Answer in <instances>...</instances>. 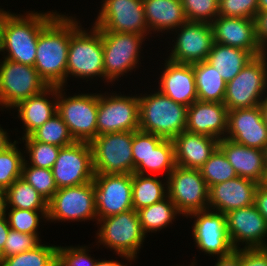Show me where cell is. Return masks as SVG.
I'll list each match as a JSON object with an SVG mask.
<instances>
[{
  "label": "cell",
  "instance_id": "obj_39",
  "mask_svg": "<svg viewBox=\"0 0 267 266\" xmlns=\"http://www.w3.org/2000/svg\"><path fill=\"white\" fill-rule=\"evenodd\" d=\"M25 159L22 167V178L36 189L47 201H49L58 187L55 183L52 170L47 168H38L27 164Z\"/></svg>",
  "mask_w": 267,
  "mask_h": 266
},
{
  "label": "cell",
  "instance_id": "obj_15",
  "mask_svg": "<svg viewBox=\"0 0 267 266\" xmlns=\"http://www.w3.org/2000/svg\"><path fill=\"white\" fill-rule=\"evenodd\" d=\"M93 195L98 220L133 209L132 174L95 173Z\"/></svg>",
  "mask_w": 267,
  "mask_h": 266
},
{
  "label": "cell",
  "instance_id": "obj_28",
  "mask_svg": "<svg viewBox=\"0 0 267 266\" xmlns=\"http://www.w3.org/2000/svg\"><path fill=\"white\" fill-rule=\"evenodd\" d=\"M150 31L169 32L187 22L181 0H142ZM173 29V30H172Z\"/></svg>",
  "mask_w": 267,
  "mask_h": 266
},
{
  "label": "cell",
  "instance_id": "obj_22",
  "mask_svg": "<svg viewBox=\"0 0 267 266\" xmlns=\"http://www.w3.org/2000/svg\"><path fill=\"white\" fill-rule=\"evenodd\" d=\"M259 186L253 180L235 177L209 188L208 209L227 214L231 210L252 206Z\"/></svg>",
  "mask_w": 267,
  "mask_h": 266
},
{
  "label": "cell",
  "instance_id": "obj_51",
  "mask_svg": "<svg viewBox=\"0 0 267 266\" xmlns=\"http://www.w3.org/2000/svg\"><path fill=\"white\" fill-rule=\"evenodd\" d=\"M10 229L6 216L0 217V252L4 249Z\"/></svg>",
  "mask_w": 267,
  "mask_h": 266
},
{
  "label": "cell",
  "instance_id": "obj_23",
  "mask_svg": "<svg viewBox=\"0 0 267 266\" xmlns=\"http://www.w3.org/2000/svg\"><path fill=\"white\" fill-rule=\"evenodd\" d=\"M228 109L223 103L197 100L187 107L186 129L189 132L224 139Z\"/></svg>",
  "mask_w": 267,
  "mask_h": 266
},
{
  "label": "cell",
  "instance_id": "obj_14",
  "mask_svg": "<svg viewBox=\"0 0 267 266\" xmlns=\"http://www.w3.org/2000/svg\"><path fill=\"white\" fill-rule=\"evenodd\" d=\"M51 170L58 189L93 181L95 173L90 142L75 141L61 147Z\"/></svg>",
  "mask_w": 267,
  "mask_h": 266
},
{
  "label": "cell",
  "instance_id": "obj_48",
  "mask_svg": "<svg viewBox=\"0 0 267 266\" xmlns=\"http://www.w3.org/2000/svg\"><path fill=\"white\" fill-rule=\"evenodd\" d=\"M256 38L261 49L267 51V11H258L254 18Z\"/></svg>",
  "mask_w": 267,
  "mask_h": 266
},
{
  "label": "cell",
  "instance_id": "obj_4",
  "mask_svg": "<svg viewBox=\"0 0 267 266\" xmlns=\"http://www.w3.org/2000/svg\"><path fill=\"white\" fill-rule=\"evenodd\" d=\"M144 95H138L139 130L172 140L185 131L187 124L185 105L173 101L159 90Z\"/></svg>",
  "mask_w": 267,
  "mask_h": 266
},
{
  "label": "cell",
  "instance_id": "obj_58",
  "mask_svg": "<svg viewBox=\"0 0 267 266\" xmlns=\"http://www.w3.org/2000/svg\"><path fill=\"white\" fill-rule=\"evenodd\" d=\"M264 152H265V164H266V167H267V145L264 149Z\"/></svg>",
  "mask_w": 267,
  "mask_h": 266
},
{
  "label": "cell",
  "instance_id": "obj_16",
  "mask_svg": "<svg viewBox=\"0 0 267 266\" xmlns=\"http://www.w3.org/2000/svg\"><path fill=\"white\" fill-rule=\"evenodd\" d=\"M101 3L93 24L101 31L149 34L142 0H103Z\"/></svg>",
  "mask_w": 267,
  "mask_h": 266
},
{
  "label": "cell",
  "instance_id": "obj_19",
  "mask_svg": "<svg viewBox=\"0 0 267 266\" xmlns=\"http://www.w3.org/2000/svg\"><path fill=\"white\" fill-rule=\"evenodd\" d=\"M226 225L234 249H240L244 244V248H265L267 246V241L264 240L267 237V222L254 204L228 212Z\"/></svg>",
  "mask_w": 267,
  "mask_h": 266
},
{
  "label": "cell",
  "instance_id": "obj_17",
  "mask_svg": "<svg viewBox=\"0 0 267 266\" xmlns=\"http://www.w3.org/2000/svg\"><path fill=\"white\" fill-rule=\"evenodd\" d=\"M176 32L170 61L182 64H194L206 61L214 43L212 25L205 22L187 21ZM178 31V32H177Z\"/></svg>",
  "mask_w": 267,
  "mask_h": 266
},
{
  "label": "cell",
  "instance_id": "obj_5",
  "mask_svg": "<svg viewBox=\"0 0 267 266\" xmlns=\"http://www.w3.org/2000/svg\"><path fill=\"white\" fill-rule=\"evenodd\" d=\"M97 221L101 225L96 234L99 244L114 250L129 262L135 260L146 237L137 211L130 209Z\"/></svg>",
  "mask_w": 267,
  "mask_h": 266
},
{
  "label": "cell",
  "instance_id": "obj_59",
  "mask_svg": "<svg viewBox=\"0 0 267 266\" xmlns=\"http://www.w3.org/2000/svg\"><path fill=\"white\" fill-rule=\"evenodd\" d=\"M263 185L267 188V174H266V178H265V180H264Z\"/></svg>",
  "mask_w": 267,
  "mask_h": 266
},
{
  "label": "cell",
  "instance_id": "obj_53",
  "mask_svg": "<svg viewBox=\"0 0 267 266\" xmlns=\"http://www.w3.org/2000/svg\"><path fill=\"white\" fill-rule=\"evenodd\" d=\"M10 14L11 12L5 11L4 9L0 8V47L2 43L3 26L5 23V20L8 18Z\"/></svg>",
  "mask_w": 267,
  "mask_h": 266
},
{
  "label": "cell",
  "instance_id": "obj_57",
  "mask_svg": "<svg viewBox=\"0 0 267 266\" xmlns=\"http://www.w3.org/2000/svg\"><path fill=\"white\" fill-rule=\"evenodd\" d=\"M258 11H267V0H258Z\"/></svg>",
  "mask_w": 267,
  "mask_h": 266
},
{
  "label": "cell",
  "instance_id": "obj_56",
  "mask_svg": "<svg viewBox=\"0 0 267 266\" xmlns=\"http://www.w3.org/2000/svg\"><path fill=\"white\" fill-rule=\"evenodd\" d=\"M259 106L262 111L264 123L267 125V95L266 94Z\"/></svg>",
  "mask_w": 267,
  "mask_h": 266
},
{
  "label": "cell",
  "instance_id": "obj_11",
  "mask_svg": "<svg viewBox=\"0 0 267 266\" xmlns=\"http://www.w3.org/2000/svg\"><path fill=\"white\" fill-rule=\"evenodd\" d=\"M167 190L178 212L186 218L191 213L208 209L209 187L200 169L176 165L167 177Z\"/></svg>",
  "mask_w": 267,
  "mask_h": 266
},
{
  "label": "cell",
  "instance_id": "obj_25",
  "mask_svg": "<svg viewBox=\"0 0 267 266\" xmlns=\"http://www.w3.org/2000/svg\"><path fill=\"white\" fill-rule=\"evenodd\" d=\"M218 148L224 153L239 177L263 184L267 174L264 150L250 148L230 139L219 140Z\"/></svg>",
  "mask_w": 267,
  "mask_h": 266
},
{
  "label": "cell",
  "instance_id": "obj_18",
  "mask_svg": "<svg viewBox=\"0 0 267 266\" xmlns=\"http://www.w3.org/2000/svg\"><path fill=\"white\" fill-rule=\"evenodd\" d=\"M188 216L195 219L192 225L193 240L202 252L220 257L234 250L227 232L226 214L207 209Z\"/></svg>",
  "mask_w": 267,
  "mask_h": 266
},
{
  "label": "cell",
  "instance_id": "obj_36",
  "mask_svg": "<svg viewBox=\"0 0 267 266\" xmlns=\"http://www.w3.org/2000/svg\"><path fill=\"white\" fill-rule=\"evenodd\" d=\"M18 143L14 140L10 146L0 152V191H6L15 180L22 176L25 156L16 146Z\"/></svg>",
  "mask_w": 267,
  "mask_h": 266
},
{
  "label": "cell",
  "instance_id": "obj_38",
  "mask_svg": "<svg viewBox=\"0 0 267 266\" xmlns=\"http://www.w3.org/2000/svg\"><path fill=\"white\" fill-rule=\"evenodd\" d=\"M200 171L209 188L238 176L233 166L219 148L204 163Z\"/></svg>",
  "mask_w": 267,
  "mask_h": 266
},
{
  "label": "cell",
  "instance_id": "obj_20",
  "mask_svg": "<svg viewBox=\"0 0 267 266\" xmlns=\"http://www.w3.org/2000/svg\"><path fill=\"white\" fill-rule=\"evenodd\" d=\"M225 138L264 150L267 145V125L260 106L229 110Z\"/></svg>",
  "mask_w": 267,
  "mask_h": 266
},
{
  "label": "cell",
  "instance_id": "obj_12",
  "mask_svg": "<svg viewBox=\"0 0 267 266\" xmlns=\"http://www.w3.org/2000/svg\"><path fill=\"white\" fill-rule=\"evenodd\" d=\"M98 93L97 136L139 130V98Z\"/></svg>",
  "mask_w": 267,
  "mask_h": 266
},
{
  "label": "cell",
  "instance_id": "obj_43",
  "mask_svg": "<svg viewBox=\"0 0 267 266\" xmlns=\"http://www.w3.org/2000/svg\"><path fill=\"white\" fill-rule=\"evenodd\" d=\"M41 243L37 235H30L10 229L4 249L0 252V259L34 249Z\"/></svg>",
  "mask_w": 267,
  "mask_h": 266
},
{
  "label": "cell",
  "instance_id": "obj_10",
  "mask_svg": "<svg viewBox=\"0 0 267 266\" xmlns=\"http://www.w3.org/2000/svg\"><path fill=\"white\" fill-rule=\"evenodd\" d=\"M0 63L1 109H12L19 102L38 95L49 87L34 66L8 59Z\"/></svg>",
  "mask_w": 267,
  "mask_h": 266
},
{
  "label": "cell",
  "instance_id": "obj_41",
  "mask_svg": "<svg viewBox=\"0 0 267 266\" xmlns=\"http://www.w3.org/2000/svg\"><path fill=\"white\" fill-rule=\"evenodd\" d=\"M6 218L12 230L30 235H38L40 219H47L48 211H33L26 209L10 208L6 210ZM41 216V217H40Z\"/></svg>",
  "mask_w": 267,
  "mask_h": 266
},
{
  "label": "cell",
  "instance_id": "obj_46",
  "mask_svg": "<svg viewBox=\"0 0 267 266\" xmlns=\"http://www.w3.org/2000/svg\"><path fill=\"white\" fill-rule=\"evenodd\" d=\"M88 251V246H59L57 266H95L97 259H93Z\"/></svg>",
  "mask_w": 267,
  "mask_h": 266
},
{
  "label": "cell",
  "instance_id": "obj_34",
  "mask_svg": "<svg viewBox=\"0 0 267 266\" xmlns=\"http://www.w3.org/2000/svg\"><path fill=\"white\" fill-rule=\"evenodd\" d=\"M176 166L175 147L172 139H163L147 155V164H139L134 173L149 175L154 173H164L166 177L173 171ZM151 172V173H149ZM149 173V174H148Z\"/></svg>",
  "mask_w": 267,
  "mask_h": 266
},
{
  "label": "cell",
  "instance_id": "obj_26",
  "mask_svg": "<svg viewBox=\"0 0 267 266\" xmlns=\"http://www.w3.org/2000/svg\"><path fill=\"white\" fill-rule=\"evenodd\" d=\"M176 165L200 169L218 148L219 139L187 130L173 139Z\"/></svg>",
  "mask_w": 267,
  "mask_h": 266
},
{
  "label": "cell",
  "instance_id": "obj_54",
  "mask_svg": "<svg viewBox=\"0 0 267 266\" xmlns=\"http://www.w3.org/2000/svg\"><path fill=\"white\" fill-rule=\"evenodd\" d=\"M6 210H7L6 192L0 191V217L6 216Z\"/></svg>",
  "mask_w": 267,
  "mask_h": 266
},
{
  "label": "cell",
  "instance_id": "obj_47",
  "mask_svg": "<svg viewBox=\"0 0 267 266\" xmlns=\"http://www.w3.org/2000/svg\"><path fill=\"white\" fill-rule=\"evenodd\" d=\"M241 266H267V249L242 247Z\"/></svg>",
  "mask_w": 267,
  "mask_h": 266
},
{
  "label": "cell",
  "instance_id": "obj_40",
  "mask_svg": "<svg viewBox=\"0 0 267 266\" xmlns=\"http://www.w3.org/2000/svg\"><path fill=\"white\" fill-rule=\"evenodd\" d=\"M25 142L26 154L29 162L34 167L51 169L56 162L60 148L59 146L35 141L31 136L22 138ZM25 140V141H24Z\"/></svg>",
  "mask_w": 267,
  "mask_h": 266
},
{
  "label": "cell",
  "instance_id": "obj_30",
  "mask_svg": "<svg viewBox=\"0 0 267 266\" xmlns=\"http://www.w3.org/2000/svg\"><path fill=\"white\" fill-rule=\"evenodd\" d=\"M195 76L198 100L223 103L226 82L216 69L207 61L191 64Z\"/></svg>",
  "mask_w": 267,
  "mask_h": 266
},
{
  "label": "cell",
  "instance_id": "obj_32",
  "mask_svg": "<svg viewBox=\"0 0 267 266\" xmlns=\"http://www.w3.org/2000/svg\"><path fill=\"white\" fill-rule=\"evenodd\" d=\"M7 209L18 208L33 211H48V201L22 177L6 189Z\"/></svg>",
  "mask_w": 267,
  "mask_h": 266
},
{
  "label": "cell",
  "instance_id": "obj_2",
  "mask_svg": "<svg viewBox=\"0 0 267 266\" xmlns=\"http://www.w3.org/2000/svg\"><path fill=\"white\" fill-rule=\"evenodd\" d=\"M27 12L25 15L11 13L5 20L0 53L8 52L3 59L34 66L39 34L58 13Z\"/></svg>",
  "mask_w": 267,
  "mask_h": 266
},
{
  "label": "cell",
  "instance_id": "obj_37",
  "mask_svg": "<svg viewBox=\"0 0 267 266\" xmlns=\"http://www.w3.org/2000/svg\"><path fill=\"white\" fill-rule=\"evenodd\" d=\"M35 141L65 147L75 142L67 125L56 113L30 135Z\"/></svg>",
  "mask_w": 267,
  "mask_h": 266
},
{
  "label": "cell",
  "instance_id": "obj_3",
  "mask_svg": "<svg viewBox=\"0 0 267 266\" xmlns=\"http://www.w3.org/2000/svg\"><path fill=\"white\" fill-rule=\"evenodd\" d=\"M79 22V23H78ZM80 21L70 16V43L67 55L66 81L70 76L82 78H102L105 80L102 31L93 25L88 32Z\"/></svg>",
  "mask_w": 267,
  "mask_h": 266
},
{
  "label": "cell",
  "instance_id": "obj_1",
  "mask_svg": "<svg viewBox=\"0 0 267 266\" xmlns=\"http://www.w3.org/2000/svg\"><path fill=\"white\" fill-rule=\"evenodd\" d=\"M70 16L57 14L40 32L34 67L48 86L66 84Z\"/></svg>",
  "mask_w": 267,
  "mask_h": 266
},
{
  "label": "cell",
  "instance_id": "obj_42",
  "mask_svg": "<svg viewBox=\"0 0 267 266\" xmlns=\"http://www.w3.org/2000/svg\"><path fill=\"white\" fill-rule=\"evenodd\" d=\"M188 21L211 24L219 14V0H181Z\"/></svg>",
  "mask_w": 267,
  "mask_h": 266
},
{
  "label": "cell",
  "instance_id": "obj_52",
  "mask_svg": "<svg viewBox=\"0 0 267 266\" xmlns=\"http://www.w3.org/2000/svg\"><path fill=\"white\" fill-rule=\"evenodd\" d=\"M11 144L12 142L9 138L7 131H5V129L3 130V128L0 127V152L5 150Z\"/></svg>",
  "mask_w": 267,
  "mask_h": 266
},
{
  "label": "cell",
  "instance_id": "obj_49",
  "mask_svg": "<svg viewBox=\"0 0 267 266\" xmlns=\"http://www.w3.org/2000/svg\"><path fill=\"white\" fill-rule=\"evenodd\" d=\"M254 205L267 222V188L263 184L256 189Z\"/></svg>",
  "mask_w": 267,
  "mask_h": 266
},
{
  "label": "cell",
  "instance_id": "obj_33",
  "mask_svg": "<svg viewBox=\"0 0 267 266\" xmlns=\"http://www.w3.org/2000/svg\"><path fill=\"white\" fill-rule=\"evenodd\" d=\"M137 213L145 235H147V232L155 231L156 233L162 230L168 224L174 222L177 214L180 215L175 204L168 196L162 201L141 208Z\"/></svg>",
  "mask_w": 267,
  "mask_h": 266
},
{
  "label": "cell",
  "instance_id": "obj_35",
  "mask_svg": "<svg viewBox=\"0 0 267 266\" xmlns=\"http://www.w3.org/2000/svg\"><path fill=\"white\" fill-rule=\"evenodd\" d=\"M59 246L39 244L34 249L0 259V266H57Z\"/></svg>",
  "mask_w": 267,
  "mask_h": 266
},
{
  "label": "cell",
  "instance_id": "obj_27",
  "mask_svg": "<svg viewBox=\"0 0 267 266\" xmlns=\"http://www.w3.org/2000/svg\"><path fill=\"white\" fill-rule=\"evenodd\" d=\"M51 95L52 101L48 99ZM12 109H17V116L24 124L25 133L22 138L30 136L57 113V86H49L42 93L19 102Z\"/></svg>",
  "mask_w": 267,
  "mask_h": 266
},
{
  "label": "cell",
  "instance_id": "obj_21",
  "mask_svg": "<svg viewBox=\"0 0 267 266\" xmlns=\"http://www.w3.org/2000/svg\"><path fill=\"white\" fill-rule=\"evenodd\" d=\"M211 25L214 42L249 51L254 57L265 53L257 42L254 19L217 16Z\"/></svg>",
  "mask_w": 267,
  "mask_h": 266
},
{
  "label": "cell",
  "instance_id": "obj_55",
  "mask_svg": "<svg viewBox=\"0 0 267 266\" xmlns=\"http://www.w3.org/2000/svg\"><path fill=\"white\" fill-rule=\"evenodd\" d=\"M95 266H127V264H122L121 262H118L116 260H100L98 259Z\"/></svg>",
  "mask_w": 267,
  "mask_h": 266
},
{
  "label": "cell",
  "instance_id": "obj_6",
  "mask_svg": "<svg viewBox=\"0 0 267 266\" xmlns=\"http://www.w3.org/2000/svg\"><path fill=\"white\" fill-rule=\"evenodd\" d=\"M267 52L254 57L228 83L223 104L229 110L259 106L267 93Z\"/></svg>",
  "mask_w": 267,
  "mask_h": 266
},
{
  "label": "cell",
  "instance_id": "obj_31",
  "mask_svg": "<svg viewBox=\"0 0 267 266\" xmlns=\"http://www.w3.org/2000/svg\"><path fill=\"white\" fill-rule=\"evenodd\" d=\"M167 196V178L162 183L157 176L132 174V205L135 211L162 201Z\"/></svg>",
  "mask_w": 267,
  "mask_h": 266
},
{
  "label": "cell",
  "instance_id": "obj_9",
  "mask_svg": "<svg viewBox=\"0 0 267 266\" xmlns=\"http://www.w3.org/2000/svg\"><path fill=\"white\" fill-rule=\"evenodd\" d=\"M144 38L146 36L134 33L102 31L106 82L118 81L121 75L123 77L138 66Z\"/></svg>",
  "mask_w": 267,
  "mask_h": 266
},
{
  "label": "cell",
  "instance_id": "obj_13",
  "mask_svg": "<svg viewBox=\"0 0 267 266\" xmlns=\"http://www.w3.org/2000/svg\"><path fill=\"white\" fill-rule=\"evenodd\" d=\"M98 220L94 204L93 181L58 189L48 201L47 219L44 221Z\"/></svg>",
  "mask_w": 267,
  "mask_h": 266
},
{
  "label": "cell",
  "instance_id": "obj_60",
  "mask_svg": "<svg viewBox=\"0 0 267 266\" xmlns=\"http://www.w3.org/2000/svg\"><path fill=\"white\" fill-rule=\"evenodd\" d=\"M194 264H195V262L193 261L190 266H195Z\"/></svg>",
  "mask_w": 267,
  "mask_h": 266
},
{
  "label": "cell",
  "instance_id": "obj_7",
  "mask_svg": "<svg viewBox=\"0 0 267 266\" xmlns=\"http://www.w3.org/2000/svg\"><path fill=\"white\" fill-rule=\"evenodd\" d=\"M57 86V113L75 141L91 142L97 136L98 94L66 96Z\"/></svg>",
  "mask_w": 267,
  "mask_h": 266
},
{
  "label": "cell",
  "instance_id": "obj_44",
  "mask_svg": "<svg viewBox=\"0 0 267 266\" xmlns=\"http://www.w3.org/2000/svg\"><path fill=\"white\" fill-rule=\"evenodd\" d=\"M164 138L141 130L133 131L132 155L134 169L139 164H147V155Z\"/></svg>",
  "mask_w": 267,
  "mask_h": 266
},
{
  "label": "cell",
  "instance_id": "obj_8",
  "mask_svg": "<svg viewBox=\"0 0 267 266\" xmlns=\"http://www.w3.org/2000/svg\"><path fill=\"white\" fill-rule=\"evenodd\" d=\"M133 131L106 133L91 142L94 173L133 174Z\"/></svg>",
  "mask_w": 267,
  "mask_h": 266
},
{
  "label": "cell",
  "instance_id": "obj_24",
  "mask_svg": "<svg viewBox=\"0 0 267 266\" xmlns=\"http://www.w3.org/2000/svg\"><path fill=\"white\" fill-rule=\"evenodd\" d=\"M159 91L173 101L189 107L198 100L195 76L191 64L165 60Z\"/></svg>",
  "mask_w": 267,
  "mask_h": 266
},
{
  "label": "cell",
  "instance_id": "obj_50",
  "mask_svg": "<svg viewBox=\"0 0 267 266\" xmlns=\"http://www.w3.org/2000/svg\"><path fill=\"white\" fill-rule=\"evenodd\" d=\"M216 258L215 266H241V248L234 249L230 254Z\"/></svg>",
  "mask_w": 267,
  "mask_h": 266
},
{
  "label": "cell",
  "instance_id": "obj_45",
  "mask_svg": "<svg viewBox=\"0 0 267 266\" xmlns=\"http://www.w3.org/2000/svg\"><path fill=\"white\" fill-rule=\"evenodd\" d=\"M218 5L222 17L254 19L258 12V0H219Z\"/></svg>",
  "mask_w": 267,
  "mask_h": 266
},
{
  "label": "cell",
  "instance_id": "obj_29",
  "mask_svg": "<svg viewBox=\"0 0 267 266\" xmlns=\"http://www.w3.org/2000/svg\"><path fill=\"white\" fill-rule=\"evenodd\" d=\"M253 58L254 56L249 51L214 42L206 61L228 83Z\"/></svg>",
  "mask_w": 267,
  "mask_h": 266
}]
</instances>
